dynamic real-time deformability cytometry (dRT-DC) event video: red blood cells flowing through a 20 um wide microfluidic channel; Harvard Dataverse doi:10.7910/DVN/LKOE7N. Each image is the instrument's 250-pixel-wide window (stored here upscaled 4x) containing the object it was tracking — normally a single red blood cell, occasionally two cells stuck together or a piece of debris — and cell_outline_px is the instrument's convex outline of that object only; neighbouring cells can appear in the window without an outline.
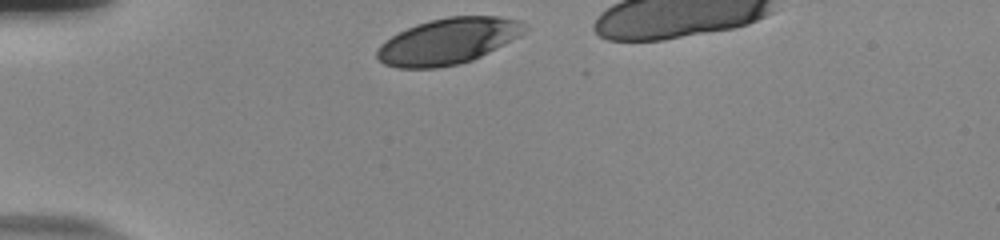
{"species": "human", "species_latin": "Homo sapiens", "temperature_condition": "room temperature", "stored_images_in_passage": 32, "camera_frame_rate_fps": 3000, "um_per_image_px": 0.085, "donor": {"sex": "male"}, "frame": {"image": 1, "passage_image": 1, "time_ms": 0.0, "image_size_px": [1000, 240], "cell_outline_px": [[528, 28], [520, 36], [472, 60], [460, 64], [436, 68], [400, 68], [384, 64], [376, 56], [376, 52], [380, 44], [384, 40], [416, 24], [448, 16], [500, 16], [520, 20], [528, 24]], "centroid_in_image_um": [38.11, 3.49], "position_along_channel_um": 46.9, "area_um2": 39.59}}
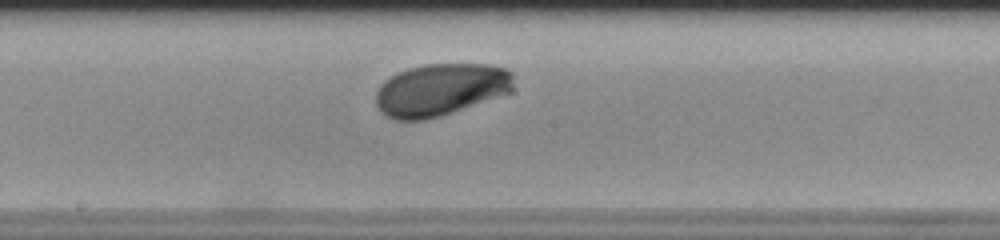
{"frame": {"image": 2, "passage_image": 17, "time_ms": 5.333, "image_size_px": [1000, 240], "cell_outline_px": [[512, 92], [440, 116], [424, 120], [396, 120], [384, 116], [380, 112], [376, 104], [376, 92], [380, 84], [384, 80], [408, 68], [424, 64], [492, 64], [508, 68], [512, 72]], "centroid_in_image_um": [37.44, 7.62], "position_along_channel_um": 210.8, "area_um2": 42.19}}
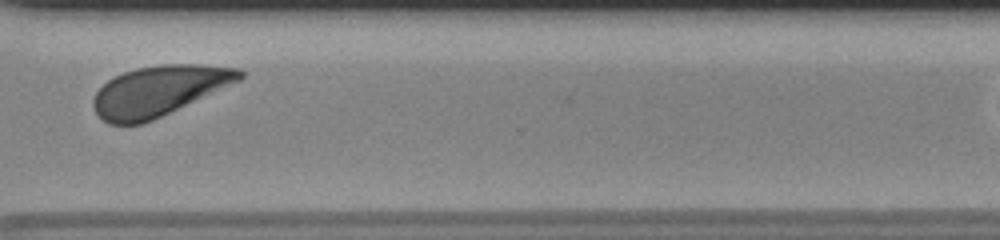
{"frame": {"image": 3, "passage_image": 29, "time_ms": 9.333, "image_size_px": [1000, 240], "cell_outline_px": [[244, 76], [240, 80], [152, 120], [140, 124], [108, 124], [96, 112], [92, 104], [92, 100], [96, 92], [108, 80], [124, 72], [136, 68], [160, 64], [200, 64], [240, 68], [244, 72]], "centroid_in_image_um": [13.5, 7.7], "position_along_channel_um": 357.1, "area_um2": 42.31}, "authors_computed_cell_mechanics": {"area_um2": 41.6738, "velocity_mm_per_s": 3.6519, "shape_relaxation_time_tau1_ms": 1.7214, "shape_relaxation_time_tau2_ms": null, "deformation_change_tau1": 0.1041, "deformation_change_tau2": null}}